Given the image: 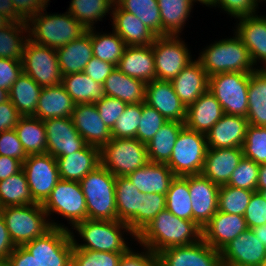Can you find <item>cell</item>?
Here are the masks:
<instances>
[{
	"instance_id": "obj_1",
	"label": "cell",
	"mask_w": 266,
	"mask_h": 266,
	"mask_svg": "<svg viewBox=\"0 0 266 266\" xmlns=\"http://www.w3.org/2000/svg\"><path fill=\"white\" fill-rule=\"evenodd\" d=\"M201 239L202 229L194 221L181 219L165 208L137 235L136 241L157 254Z\"/></svg>"
},
{
	"instance_id": "obj_2",
	"label": "cell",
	"mask_w": 266,
	"mask_h": 266,
	"mask_svg": "<svg viewBox=\"0 0 266 266\" xmlns=\"http://www.w3.org/2000/svg\"><path fill=\"white\" fill-rule=\"evenodd\" d=\"M69 228L74 249H89L103 252H127L130 247L124 238V232L130 234L132 239L137 240V236L131 228L119 220H91L87 219L77 223L72 229ZM78 233L84 243L77 242L74 238ZM77 231V232H76Z\"/></svg>"
},
{
	"instance_id": "obj_3",
	"label": "cell",
	"mask_w": 266,
	"mask_h": 266,
	"mask_svg": "<svg viewBox=\"0 0 266 266\" xmlns=\"http://www.w3.org/2000/svg\"><path fill=\"white\" fill-rule=\"evenodd\" d=\"M46 7L28 21V37L33 42L58 49L79 38L86 28L70 13L48 14Z\"/></svg>"
},
{
	"instance_id": "obj_4",
	"label": "cell",
	"mask_w": 266,
	"mask_h": 266,
	"mask_svg": "<svg viewBox=\"0 0 266 266\" xmlns=\"http://www.w3.org/2000/svg\"><path fill=\"white\" fill-rule=\"evenodd\" d=\"M233 36L214 41L199 53L197 60L209 77L226 72L251 73L258 69L243 42L235 33Z\"/></svg>"
},
{
	"instance_id": "obj_5",
	"label": "cell",
	"mask_w": 266,
	"mask_h": 266,
	"mask_svg": "<svg viewBox=\"0 0 266 266\" xmlns=\"http://www.w3.org/2000/svg\"><path fill=\"white\" fill-rule=\"evenodd\" d=\"M1 214L15 246H23L45 235L53 227L69 230L68 226L50 220L39 203L4 207Z\"/></svg>"
},
{
	"instance_id": "obj_6",
	"label": "cell",
	"mask_w": 266,
	"mask_h": 266,
	"mask_svg": "<svg viewBox=\"0 0 266 266\" xmlns=\"http://www.w3.org/2000/svg\"><path fill=\"white\" fill-rule=\"evenodd\" d=\"M86 200L87 219L117 220L116 177L102 164L80 182Z\"/></svg>"
},
{
	"instance_id": "obj_7",
	"label": "cell",
	"mask_w": 266,
	"mask_h": 266,
	"mask_svg": "<svg viewBox=\"0 0 266 266\" xmlns=\"http://www.w3.org/2000/svg\"><path fill=\"white\" fill-rule=\"evenodd\" d=\"M100 159L115 177H126L149 162L147 146L137 138H111L100 149Z\"/></svg>"
},
{
	"instance_id": "obj_8",
	"label": "cell",
	"mask_w": 266,
	"mask_h": 266,
	"mask_svg": "<svg viewBox=\"0 0 266 266\" xmlns=\"http://www.w3.org/2000/svg\"><path fill=\"white\" fill-rule=\"evenodd\" d=\"M207 151L206 134L183 127L166 164L176 176L199 175Z\"/></svg>"
},
{
	"instance_id": "obj_9",
	"label": "cell",
	"mask_w": 266,
	"mask_h": 266,
	"mask_svg": "<svg viewBox=\"0 0 266 266\" xmlns=\"http://www.w3.org/2000/svg\"><path fill=\"white\" fill-rule=\"evenodd\" d=\"M250 73L226 72L209 77L208 90L229 115L247 117Z\"/></svg>"
},
{
	"instance_id": "obj_10",
	"label": "cell",
	"mask_w": 266,
	"mask_h": 266,
	"mask_svg": "<svg viewBox=\"0 0 266 266\" xmlns=\"http://www.w3.org/2000/svg\"><path fill=\"white\" fill-rule=\"evenodd\" d=\"M42 206L48 218L52 213L61 215L71 228L87 220L86 200L78 181L60 179Z\"/></svg>"
},
{
	"instance_id": "obj_11",
	"label": "cell",
	"mask_w": 266,
	"mask_h": 266,
	"mask_svg": "<svg viewBox=\"0 0 266 266\" xmlns=\"http://www.w3.org/2000/svg\"><path fill=\"white\" fill-rule=\"evenodd\" d=\"M23 247L33 255L38 266H71L74 244L67 229L53 227Z\"/></svg>"
},
{
	"instance_id": "obj_12",
	"label": "cell",
	"mask_w": 266,
	"mask_h": 266,
	"mask_svg": "<svg viewBox=\"0 0 266 266\" xmlns=\"http://www.w3.org/2000/svg\"><path fill=\"white\" fill-rule=\"evenodd\" d=\"M21 62L23 73L29 75L42 88L62 83L56 49L37 44L28 38Z\"/></svg>"
},
{
	"instance_id": "obj_13",
	"label": "cell",
	"mask_w": 266,
	"mask_h": 266,
	"mask_svg": "<svg viewBox=\"0 0 266 266\" xmlns=\"http://www.w3.org/2000/svg\"><path fill=\"white\" fill-rule=\"evenodd\" d=\"M179 36H159L152 43L156 79L172 81L192 60L187 44Z\"/></svg>"
},
{
	"instance_id": "obj_14",
	"label": "cell",
	"mask_w": 266,
	"mask_h": 266,
	"mask_svg": "<svg viewBox=\"0 0 266 266\" xmlns=\"http://www.w3.org/2000/svg\"><path fill=\"white\" fill-rule=\"evenodd\" d=\"M22 169L33 200L43 204L60 180L56 158L48 153L29 155L22 163Z\"/></svg>"
},
{
	"instance_id": "obj_15",
	"label": "cell",
	"mask_w": 266,
	"mask_h": 266,
	"mask_svg": "<svg viewBox=\"0 0 266 266\" xmlns=\"http://www.w3.org/2000/svg\"><path fill=\"white\" fill-rule=\"evenodd\" d=\"M222 266H265L266 247L252 229L231 240L221 251Z\"/></svg>"
},
{
	"instance_id": "obj_16",
	"label": "cell",
	"mask_w": 266,
	"mask_h": 266,
	"mask_svg": "<svg viewBox=\"0 0 266 266\" xmlns=\"http://www.w3.org/2000/svg\"><path fill=\"white\" fill-rule=\"evenodd\" d=\"M159 266H222L221 254L203 239L157 253Z\"/></svg>"
},
{
	"instance_id": "obj_17",
	"label": "cell",
	"mask_w": 266,
	"mask_h": 266,
	"mask_svg": "<svg viewBox=\"0 0 266 266\" xmlns=\"http://www.w3.org/2000/svg\"><path fill=\"white\" fill-rule=\"evenodd\" d=\"M47 153L54 158L70 155L82 150L86 141L76 130L71 117L44 120Z\"/></svg>"
},
{
	"instance_id": "obj_18",
	"label": "cell",
	"mask_w": 266,
	"mask_h": 266,
	"mask_svg": "<svg viewBox=\"0 0 266 266\" xmlns=\"http://www.w3.org/2000/svg\"><path fill=\"white\" fill-rule=\"evenodd\" d=\"M188 187L192 201V221L202 229L218 211L220 186L199 174L188 175Z\"/></svg>"
},
{
	"instance_id": "obj_19",
	"label": "cell",
	"mask_w": 266,
	"mask_h": 266,
	"mask_svg": "<svg viewBox=\"0 0 266 266\" xmlns=\"http://www.w3.org/2000/svg\"><path fill=\"white\" fill-rule=\"evenodd\" d=\"M145 103L168 121L185 122L187 107L176 95L171 81L155 79L146 83Z\"/></svg>"
},
{
	"instance_id": "obj_20",
	"label": "cell",
	"mask_w": 266,
	"mask_h": 266,
	"mask_svg": "<svg viewBox=\"0 0 266 266\" xmlns=\"http://www.w3.org/2000/svg\"><path fill=\"white\" fill-rule=\"evenodd\" d=\"M236 29L234 33L243 42L248 49L251 60L254 66L258 63H264L263 67L258 66L259 69L266 68V16L252 15L237 18ZM239 22V23H238Z\"/></svg>"
},
{
	"instance_id": "obj_21",
	"label": "cell",
	"mask_w": 266,
	"mask_h": 266,
	"mask_svg": "<svg viewBox=\"0 0 266 266\" xmlns=\"http://www.w3.org/2000/svg\"><path fill=\"white\" fill-rule=\"evenodd\" d=\"M71 118L88 145L101 149L112 138L111 130L101 119L95 103L76 104Z\"/></svg>"
},
{
	"instance_id": "obj_22",
	"label": "cell",
	"mask_w": 266,
	"mask_h": 266,
	"mask_svg": "<svg viewBox=\"0 0 266 266\" xmlns=\"http://www.w3.org/2000/svg\"><path fill=\"white\" fill-rule=\"evenodd\" d=\"M247 229L244 216L217 211L202 228V239L220 252L231 240Z\"/></svg>"
},
{
	"instance_id": "obj_23",
	"label": "cell",
	"mask_w": 266,
	"mask_h": 266,
	"mask_svg": "<svg viewBox=\"0 0 266 266\" xmlns=\"http://www.w3.org/2000/svg\"><path fill=\"white\" fill-rule=\"evenodd\" d=\"M243 157L241 147L207 148L201 174L218 186L227 185Z\"/></svg>"
},
{
	"instance_id": "obj_24",
	"label": "cell",
	"mask_w": 266,
	"mask_h": 266,
	"mask_svg": "<svg viewBox=\"0 0 266 266\" xmlns=\"http://www.w3.org/2000/svg\"><path fill=\"white\" fill-rule=\"evenodd\" d=\"M248 125L247 118L224 113L206 134L207 148H242Z\"/></svg>"
},
{
	"instance_id": "obj_25",
	"label": "cell",
	"mask_w": 266,
	"mask_h": 266,
	"mask_svg": "<svg viewBox=\"0 0 266 266\" xmlns=\"http://www.w3.org/2000/svg\"><path fill=\"white\" fill-rule=\"evenodd\" d=\"M110 15L112 29L127 46H149L157 37L137 16L122 10L116 3Z\"/></svg>"
},
{
	"instance_id": "obj_26",
	"label": "cell",
	"mask_w": 266,
	"mask_h": 266,
	"mask_svg": "<svg viewBox=\"0 0 266 266\" xmlns=\"http://www.w3.org/2000/svg\"><path fill=\"white\" fill-rule=\"evenodd\" d=\"M117 220L126 223L134 234L140 233L141 193L127 177H116Z\"/></svg>"
},
{
	"instance_id": "obj_27",
	"label": "cell",
	"mask_w": 266,
	"mask_h": 266,
	"mask_svg": "<svg viewBox=\"0 0 266 266\" xmlns=\"http://www.w3.org/2000/svg\"><path fill=\"white\" fill-rule=\"evenodd\" d=\"M224 112L216 97L207 90L187 107L184 126L190 130L207 134L222 118Z\"/></svg>"
},
{
	"instance_id": "obj_28",
	"label": "cell",
	"mask_w": 266,
	"mask_h": 266,
	"mask_svg": "<svg viewBox=\"0 0 266 266\" xmlns=\"http://www.w3.org/2000/svg\"><path fill=\"white\" fill-rule=\"evenodd\" d=\"M176 95L188 107L208 90L209 76L197 59H193L171 81Z\"/></svg>"
},
{
	"instance_id": "obj_29",
	"label": "cell",
	"mask_w": 266,
	"mask_h": 266,
	"mask_svg": "<svg viewBox=\"0 0 266 266\" xmlns=\"http://www.w3.org/2000/svg\"><path fill=\"white\" fill-rule=\"evenodd\" d=\"M126 177L143 194L166 195L176 175L166 164L149 161Z\"/></svg>"
},
{
	"instance_id": "obj_30",
	"label": "cell",
	"mask_w": 266,
	"mask_h": 266,
	"mask_svg": "<svg viewBox=\"0 0 266 266\" xmlns=\"http://www.w3.org/2000/svg\"><path fill=\"white\" fill-rule=\"evenodd\" d=\"M60 179L80 182L101 164L100 148L86 145L82 150L56 158Z\"/></svg>"
},
{
	"instance_id": "obj_31",
	"label": "cell",
	"mask_w": 266,
	"mask_h": 266,
	"mask_svg": "<svg viewBox=\"0 0 266 266\" xmlns=\"http://www.w3.org/2000/svg\"><path fill=\"white\" fill-rule=\"evenodd\" d=\"M117 68L124 74L149 83L156 79L152 45L127 46Z\"/></svg>"
},
{
	"instance_id": "obj_32",
	"label": "cell",
	"mask_w": 266,
	"mask_h": 266,
	"mask_svg": "<svg viewBox=\"0 0 266 266\" xmlns=\"http://www.w3.org/2000/svg\"><path fill=\"white\" fill-rule=\"evenodd\" d=\"M75 105L62 84L43 87L33 117L42 121L71 117Z\"/></svg>"
},
{
	"instance_id": "obj_33",
	"label": "cell",
	"mask_w": 266,
	"mask_h": 266,
	"mask_svg": "<svg viewBox=\"0 0 266 266\" xmlns=\"http://www.w3.org/2000/svg\"><path fill=\"white\" fill-rule=\"evenodd\" d=\"M56 53L62 76L83 72L93 57L90 29L79 38L58 48Z\"/></svg>"
},
{
	"instance_id": "obj_34",
	"label": "cell",
	"mask_w": 266,
	"mask_h": 266,
	"mask_svg": "<svg viewBox=\"0 0 266 266\" xmlns=\"http://www.w3.org/2000/svg\"><path fill=\"white\" fill-rule=\"evenodd\" d=\"M103 87L105 95L120 99L127 104L145 102L146 83L124 74L117 67L105 79Z\"/></svg>"
},
{
	"instance_id": "obj_35",
	"label": "cell",
	"mask_w": 266,
	"mask_h": 266,
	"mask_svg": "<svg viewBox=\"0 0 266 266\" xmlns=\"http://www.w3.org/2000/svg\"><path fill=\"white\" fill-rule=\"evenodd\" d=\"M250 125L266 127V70L256 69L250 73L248 86V113Z\"/></svg>"
},
{
	"instance_id": "obj_36",
	"label": "cell",
	"mask_w": 266,
	"mask_h": 266,
	"mask_svg": "<svg viewBox=\"0 0 266 266\" xmlns=\"http://www.w3.org/2000/svg\"><path fill=\"white\" fill-rule=\"evenodd\" d=\"M42 87L29 75L21 73L8 91V99L21 116H34Z\"/></svg>"
},
{
	"instance_id": "obj_37",
	"label": "cell",
	"mask_w": 266,
	"mask_h": 266,
	"mask_svg": "<svg viewBox=\"0 0 266 266\" xmlns=\"http://www.w3.org/2000/svg\"><path fill=\"white\" fill-rule=\"evenodd\" d=\"M61 84L75 104L96 103L105 96L103 84L95 82L84 72L62 76Z\"/></svg>"
},
{
	"instance_id": "obj_38",
	"label": "cell",
	"mask_w": 266,
	"mask_h": 266,
	"mask_svg": "<svg viewBox=\"0 0 266 266\" xmlns=\"http://www.w3.org/2000/svg\"><path fill=\"white\" fill-rule=\"evenodd\" d=\"M184 123L168 121L157 131L147 146L150 162L167 164L171 158L175 142Z\"/></svg>"
},
{
	"instance_id": "obj_39",
	"label": "cell",
	"mask_w": 266,
	"mask_h": 266,
	"mask_svg": "<svg viewBox=\"0 0 266 266\" xmlns=\"http://www.w3.org/2000/svg\"><path fill=\"white\" fill-rule=\"evenodd\" d=\"M163 36H179L192 12V0H157Z\"/></svg>"
},
{
	"instance_id": "obj_40",
	"label": "cell",
	"mask_w": 266,
	"mask_h": 266,
	"mask_svg": "<svg viewBox=\"0 0 266 266\" xmlns=\"http://www.w3.org/2000/svg\"><path fill=\"white\" fill-rule=\"evenodd\" d=\"M15 131L27 156L47 153V138L42 120L33 116H22Z\"/></svg>"
},
{
	"instance_id": "obj_41",
	"label": "cell",
	"mask_w": 266,
	"mask_h": 266,
	"mask_svg": "<svg viewBox=\"0 0 266 266\" xmlns=\"http://www.w3.org/2000/svg\"><path fill=\"white\" fill-rule=\"evenodd\" d=\"M36 203L30 193L27 178L23 169L0 181V204L8 206H23Z\"/></svg>"
},
{
	"instance_id": "obj_42",
	"label": "cell",
	"mask_w": 266,
	"mask_h": 266,
	"mask_svg": "<svg viewBox=\"0 0 266 266\" xmlns=\"http://www.w3.org/2000/svg\"><path fill=\"white\" fill-rule=\"evenodd\" d=\"M114 3V0H71L67 12L88 30L112 13Z\"/></svg>"
},
{
	"instance_id": "obj_43",
	"label": "cell",
	"mask_w": 266,
	"mask_h": 266,
	"mask_svg": "<svg viewBox=\"0 0 266 266\" xmlns=\"http://www.w3.org/2000/svg\"><path fill=\"white\" fill-rule=\"evenodd\" d=\"M93 56L101 61L109 62L117 67L127 47L124 40L114 31L101 34L90 29Z\"/></svg>"
},
{
	"instance_id": "obj_44",
	"label": "cell",
	"mask_w": 266,
	"mask_h": 266,
	"mask_svg": "<svg viewBox=\"0 0 266 266\" xmlns=\"http://www.w3.org/2000/svg\"><path fill=\"white\" fill-rule=\"evenodd\" d=\"M28 38L27 22H10L0 28V58L21 61Z\"/></svg>"
},
{
	"instance_id": "obj_45",
	"label": "cell",
	"mask_w": 266,
	"mask_h": 266,
	"mask_svg": "<svg viewBox=\"0 0 266 266\" xmlns=\"http://www.w3.org/2000/svg\"><path fill=\"white\" fill-rule=\"evenodd\" d=\"M115 3L122 10L137 16L157 37L163 36L157 0H116Z\"/></svg>"
},
{
	"instance_id": "obj_46",
	"label": "cell",
	"mask_w": 266,
	"mask_h": 266,
	"mask_svg": "<svg viewBox=\"0 0 266 266\" xmlns=\"http://www.w3.org/2000/svg\"><path fill=\"white\" fill-rule=\"evenodd\" d=\"M165 196L166 209L181 219L192 221V201L188 187V175L176 176Z\"/></svg>"
},
{
	"instance_id": "obj_47",
	"label": "cell",
	"mask_w": 266,
	"mask_h": 266,
	"mask_svg": "<svg viewBox=\"0 0 266 266\" xmlns=\"http://www.w3.org/2000/svg\"><path fill=\"white\" fill-rule=\"evenodd\" d=\"M254 191L222 185L218 192V211L244 216Z\"/></svg>"
},
{
	"instance_id": "obj_48",
	"label": "cell",
	"mask_w": 266,
	"mask_h": 266,
	"mask_svg": "<svg viewBox=\"0 0 266 266\" xmlns=\"http://www.w3.org/2000/svg\"><path fill=\"white\" fill-rule=\"evenodd\" d=\"M245 158L261 165L266 163V127L248 125L242 146Z\"/></svg>"
},
{
	"instance_id": "obj_49",
	"label": "cell",
	"mask_w": 266,
	"mask_h": 266,
	"mask_svg": "<svg viewBox=\"0 0 266 266\" xmlns=\"http://www.w3.org/2000/svg\"><path fill=\"white\" fill-rule=\"evenodd\" d=\"M142 116V103L127 104L111 130L112 138H137Z\"/></svg>"
},
{
	"instance_id": "obj_50",
	"label": "cell",
	"mask_w": 266,
	"mask_h": 266,
	"mask_svg": "<svg viewBox=\"0 0 266 266\" xmlns=\"http://www.w3.org/2000/svg\"><path fill=\"white\" fill-rule=\"evenodd\" d=\"M123 253L73 248L71 266H118Z\"/></svg>"
},
{
	"instance_id": "obj_51",
	"label": "cell",
	"mask_w": 266,
	"mask_h": 266,
	"mask_svg": "<svg viewBox=\"0 0 266 266\" xmlns=\"http://www.w3.org/2000/svg\"><path fill=\"white\" fill-rule=\"evenodd\" d=\"M259 166L260 165L253 160L243 157L239 162V165L232 172L227 185L257 191Z\"/></svg>"
},
{
	"instance_id": "obj_52",
	"label": "cell",
	"mask_w": 266,
	"mask_h": 266,
	"mask_svg": "<svg viewBox=\"0 0 266 266\" xmlns=\"http://www.w3.org/2000/svg\"><path fill=\"white\" fill-rule=\"evenodd\" d=\"M168 120L163 117L155 108L147 103H142V116L137 129V139L148 144L154 135Z\"/></svg>"
},
{
	"instance_id": "obj_53",
	"label": "cell",
	"mask_w": 266,
	"mask_h": 266,
	"mask_svg": "<svg viewBox=\"0 0 266 266\" xmlns=\"http://www.w3.org/2000/svg\"><path fill=\"white\" fill-rule=\"evenodd\" d=\"M263 0H213L212 7L220 8L235 19L244 16H252L259 12V3Z\"/></svg>"
},
{
	"instance_id": "obj_54",
	"label": "cell",
	"mask_w": 266,
	"mask_h": 266,
	"mask_svg": "<svg viewBox=\"0 0 266 266\" xmlns=\"http://www.w3.org/2000/svg\"><path fill=\"white\" fill-rule=\"evenodd\" d=\"M165 208V195L158 193L145 194L140 203V232Z\"/></svg>"
},
{
	"instance_id": "obj_55",
	"label": "cell",
	"mask_w": 266,
	"mask_h": 266,
	"mask_svg": "<svg viewBox=\"0 0 266 266\" xmlns=\"http://www.w3.org/2000/svg\"><path fill=\"white\" fill-rule=\"evenodd\" d=\"M95 106L105 125L112 130L117 119L124 112L127 103L115 97L105 95L100 101L95 103Z\"/></svg>"
},
{
	"instance_id": "obj_56",
	"label": "cell",
	"mask_w": 266,
	"mask_h": 266,
	"mask_svg": "<svg viewBox=\"0 0 266 266\" xmlns=\"http://www.w3.org/2000/svg\"><path fill=\"white\" fill-rule=\"evenodd\" d=\"M249 229L266 224V200L254 191L244 214Z\"/></svg>"
},
{
	"instance_id": "obj_57",
	"label": "cell",
	"mask_w": 266,
	"mask_h": 266,
	"mask_svg": "<svg viewBox=\"0 0 266 266\" xmlns=\"http://www.w3.org/2000/svg\"><path fill=\"white\" fill-rule=\"evenodd\" d=\"M0 155L20 160L27 158L15 129L0 132Z\"/></svg>"
},
{
	"instance_id": "obj_58",
	"label": "cell",
	"mask_w": 266,
	"mask_h": 266,
	"mask_svg": "<svg viewBox=\"0 0 266 266\" xmlns=\"http://www.w3.org/2000/svg\"><path fill=\"white\" fill-rule=\"evenodd\" d=\"M143 248L144 252L136 253V250L130 248L123 253L118 266H159L157 254L147 247Z\"/></svg>"
},
{
	"instance_id": "obj_59",
	"label": "cell",
	"mask_w": 266,
	"mask_h": 266,
	"mask_svg": "<svg viewBox=\"0 0 266 266\" xmlns=\"http://www.w3.org/2000/svg\"><path fill=\"white\" fill-rule=\"evenodd\" d=\"M22 72L21 61L0 58V87L9 91Z\"/></svg>"
},
{
	"instance_id": "obj_60",
	"label": "cell",
	"mask_w": 266,
	"mask_h": 266,
	"mask_svg": "<svg viewBox=\"0 0 266 266\" xmlns=\"http://www.w3.org/2000/svg\"><path fill=\"white\" fill-rule=\"evenodd\" d=\"M115 67V65L109 62L101 61L93 56L86 64L83 72L95 82L104 84L105 79L112 73Z\"/></svg>"
},
{
	"instance_id": "obj_61",
	"label": "cell",
	"mask_w": 266,
	"mask_h": 266,
	"mask_svg": "<svg viewBox=\"0 0 266 266\" xmlns=\"http://www.w3.org/2000/svg\"><path fill=\"white\" fill-rule=\"evenodd\" d=\"M16 13L24 20L28 21L32 16L48 7L49 0H11Z\"/></svg>"
},
{
	"instance_id": "obj_62",
	"label": "cell",
	"mask_w": 266,
	"mask_h": 266,
	"mask_svg": "<svg viewBox=\"0 0 266 266\" xmlns=\"http://www.w3.org/2000/svg\"><path fill=\"white\" fill-rule=\"evenodd\" d=\"M21 117L22 116L9 99L0 103V132L15 129Z\"/></svg>"
},
{
	"instance_id": "obj_63",
	"label": "cell",
	"mask_w": 266,
	"mask_h": 266,
	"mask_svg": "<svg viewBox=\"0 0 266 266\" xmlns=\"http://www.w3.org/2000/svg\"><path fill=\"white\" fill-rule=\"evenodd\" d=\"M7 264L9 266H38L33 255L23 246H16L9 255Z\"/></svg>"
},
{
	"instance_id": "obj_64",
	"label": "cell",
	"mask_w": 266,
	"mask_h": 266,
	"mask_svg": "<svg viewBox=\"0 0 266 266\" xmlns=\"http://www.w3.org/2000/svg\"><path fill=\"white\" fill-rule=\"evenodd\" d=\"M15 248L2 214H0V262H7L9 255Z\"/></svg>"
},
{
	"instance_id": "obj_65",
	"label": "cell",
	"mask_w": 266,
	"mask_h": 266,
	"mask_svg": "<svg viewBox=\"0 0 266 266\" xmlns=\"http://www.w3.org/2000/svg\"><path fill=\"white\" fill-rule=\"evenodd\" d=\"M22 169V162L18 159L0 155V181L19 172Z\"/></svg>"
},
{
	"instance_id": "obj_66",
	"label": "cell",
	"mask_w": 266,
	"mask_h": 266,
	"mask_svg": "<svg viewBox=\"0 0 266 266\" xmlns=\"http://www.w3.org/2000/svg\"><path fill=\"white\" fill-rule=\"evenodd\" d=\"M0 14L7 17L11 22H26L16 13L11 0H0Z\"/></svg>"
},
{
	"instance_id": "obj_67",
	"label": "cell",
	"mask_w": 266,
	"mask_h": 266,
	"mask_svg": "<svg viewBox=\"0 0 266 266\" xmlns=\"http://www.w3.org/2000/svg\"><path fill=\"white\" fill-rule=\"evenodd\" d=\"M266 190V163L259 166L257 191Z\"/></svg>"
},
{
	"instance_id": "obj_68",
	"label": "cell",
	"mask_w": 266,
	"mask_h": 266,
	"mask_svg": "<svg viewBox=\"0 0 266 266\" xmlns=\"http://www.w3.org/2000/svg\"><path fill=\"white\" fill-rule=\"evenodd\" d=\"M251 229L256 235V237H258V239L262 241L266 247V224L258 226V227H253Z\"/></svg>"
},
{
	"instance_id": "obj_69",
	"label": "cell",
	"mask_w": 266,
	"mask_h": 266,
	"mask_svg": "<svg viewBox=\"0 0 266 266\" xmlns=\"http://www.w3.org/2000/svg\"><path fill=\"white\" fill-rule=\"evenodd\" d=\"M8 100V91L0 87V103Z\"/></svg>"
},
{
	"instance_id": "obj_70",
	"label": "cell",
	"mask_w": 266,
	"mask_h": 266,
	"mask_svg": "<svg viewBox=\"0 0 266 266\" xmlns=\"http://www.w3.org/2000/svg\"><path fill=\"white\" fill-rule=\"evenodd\" d=\"M194 3L199 2L202 5H206V7H210L212 5L213 0H192Z\"/></svg>"
},
{
	"instance_id": "obj_71",
	"label": "cell",
	"mask_w": 266,
	"mask_h": 266,
	"mask_svg": "<svg viewBox=\"0 0 266 266\" xmlns=\"http://www.w3.org/2000/svg\"><path fill=\"white\" fill-rule=\"evenodd\" d=\"M259 192L261 193L263 198L266 200V190H260Z\"/></svg>"
},
{
	"instance_id": "obj_72",
	"label": "cell",
	"mask_w": 266,
	"mask_h": 266,
	"mask_svg": "<svg viewBox=\"0 0 266 266\" xmlns=\"http://www.w3.org/2000/svg\"><path fill=\"white\" fill-rule=\"evenodd\" d=\"M0 266H9L7 262H0Z\"/></svg>"
},
{
	"instance_id": "obj_73",
	"label": "cell",
	"mask_w": 266,
	"mask_h": 266,
	"mask_svg": "<svg viewBox=\"0 0 266 266\" xmlns=\"http://www.w3.org/2000/svg\"><path fill=\"white\" fill-rule=\"evenodd\" d=\"M1 212H2V206H1V204H0V214H1Z\"/></svg>"
}]
</instances>
